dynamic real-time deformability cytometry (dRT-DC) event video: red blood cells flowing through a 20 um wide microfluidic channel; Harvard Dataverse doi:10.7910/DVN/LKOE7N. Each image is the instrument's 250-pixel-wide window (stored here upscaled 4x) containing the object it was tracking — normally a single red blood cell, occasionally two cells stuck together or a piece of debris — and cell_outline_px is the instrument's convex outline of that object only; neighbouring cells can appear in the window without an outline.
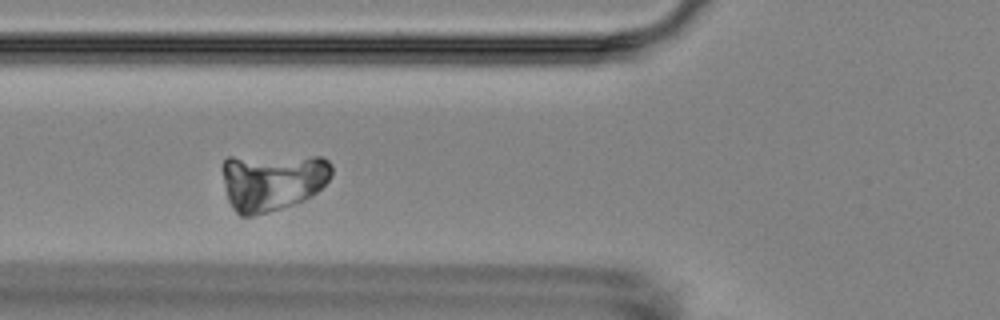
{"species": "Egyptian fruit bat (a non-hibernating species)", "species_latin": "Rousettus aegyptiacus", "temperature_condition": "room temperature", "stored_images_in_passage": 7, "camera_frame_rate_fps": 3000, "um_per_image_px": 0.085, "animal": {"sex": "female"}, "frame": {"image": 1, "passage_image": 5, "time_ms": 4.333, "image_size_px": [1000, 320], "cell_outline_px": [[332, 176], [316, 192], [304, 200], [280, 208], [252, 216], [240, 216], [232, 208], [228, 200], [224, 184], [224, 160], [228, 156], [320, 156], [328, 160], [332, 164]], "centroid_in_image_um": [23.16, 15.41], "position_along_channel_um": 102.6, "area_um2": 36.88}}